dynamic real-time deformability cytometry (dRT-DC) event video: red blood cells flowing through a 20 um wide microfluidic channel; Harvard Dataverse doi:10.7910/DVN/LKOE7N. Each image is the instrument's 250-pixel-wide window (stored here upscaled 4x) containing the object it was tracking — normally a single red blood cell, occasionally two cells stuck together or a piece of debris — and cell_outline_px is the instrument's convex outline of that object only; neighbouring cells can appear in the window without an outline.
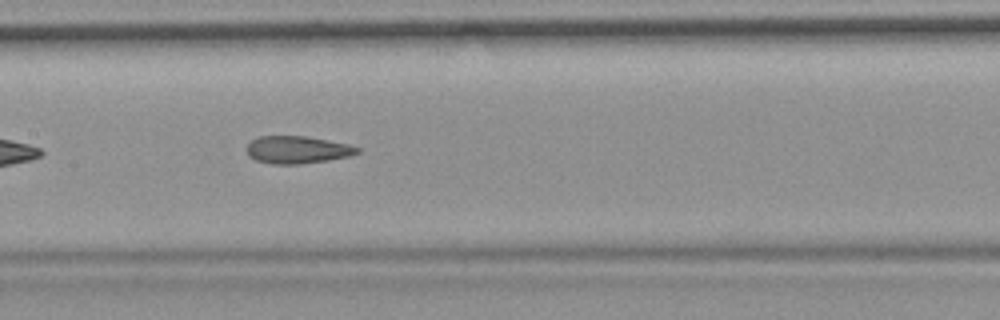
{"species": "common noctule bat (a hibernating species)", "species_latin": "Nyctalus noctula", "temperature_condition": "room temperature", "stored_images_in_passage": 40, "camera_frame_rate_fps": 3000, "um_per_image_px": 0.085, "animal": {"sex": "female", "body_mass_g": 19.9}, "frame": {"image": 1, "passage_image": 12, "time_ms": 3.667, "image_size_px": [1000, 320], "cell_outline_px": [[360, 152], [348, 156], [328, 160], [300, 164], [272, 164], [256, 160], [248, 156], [248, 144], [252, 140], [260, 136], [304, 136], [348, 144], [360, 148]], "centroid_in_image_um": [25.27, 12.73], "position_along_channel_um": 182.1, "area_um2": 17.51}, "authors_computed_cell_mechanics": {"area_um2": 18.207, "velocity_mm_per_s": 3.7195, "shape_relaxation_time_tau1_ms": null, "shape_relaxation_time_tau2_ms": 1.698, "deformation_change_tau1": null, "deformation_change_tau2": 0.0861}}